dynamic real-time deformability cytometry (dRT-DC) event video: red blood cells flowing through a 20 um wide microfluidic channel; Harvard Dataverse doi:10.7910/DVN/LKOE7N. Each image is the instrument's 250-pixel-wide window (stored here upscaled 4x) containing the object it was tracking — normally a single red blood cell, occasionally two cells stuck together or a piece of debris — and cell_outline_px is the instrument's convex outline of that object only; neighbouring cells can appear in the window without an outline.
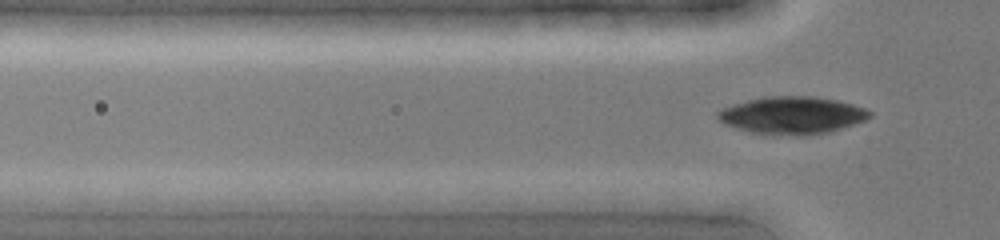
{"species": "common noctule bat (a hibernating species)", "species_latin": "Nyctalus noctula", "temperature_condition": "cold", "stored_images_in_passage": 5, "camera_frame_rate_fps": 3000, "um_per_image_px": 0.085, "animal": {"sex": "female", "body_mass_g": 19.0, "forearm_length_mm": 51.5}, "frame": {"image": 1, "passage_image": 5, "time_ms": 1.333, "image_size_px": [1000, 240], "cell_outline_px": [[872, 116], [864, 120], [832, 132], [808, 136], [772, 136], [752, 132], [736, 128], [724, 124], [716, 116], [716, 112], [732, 104], [764, 96], [816, 96], [840, 100], [864, 108], [872, 112]], "centroid_in_image_um": [67.34, 9.81], "position_along_channel_um": 58.5, "area_um2": 33.76}}